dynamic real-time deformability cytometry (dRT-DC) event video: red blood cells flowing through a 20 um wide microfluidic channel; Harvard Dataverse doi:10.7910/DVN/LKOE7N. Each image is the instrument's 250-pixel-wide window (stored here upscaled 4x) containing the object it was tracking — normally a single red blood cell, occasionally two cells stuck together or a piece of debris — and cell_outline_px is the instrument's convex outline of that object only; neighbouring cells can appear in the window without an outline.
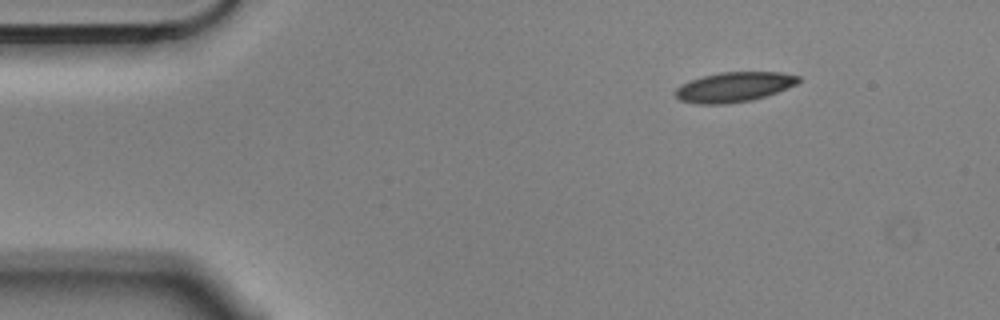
{"species": "Egyptian fruit bat (a non-hibernating species)", "species_latin": "Rousettus aegyptiacus", "temperature_condition": "cold", "stored_images_in_passage": 3, "camera_frame_rate_fps": 3000, "um_per_image_px": 0.085, "animal": {"sex": "male"}, "frame": {"image": 1, "passage_image": 1, "time_ms": 0.0, "image_size_px": [1000, 320], "cell_outline_px": [[800, 80], [796, 84], [788, 88], [752, 100], [724, 104], [696, 104], [680, 100], [676, 96], [676, 88], [680, 84], [704, 76], [720, 72], [780, 72], [800, 76]], "centroid_in_image_um": [62.39, 7.39], "position_along_channel_um": 22.6, "area_um2": 21.27}}